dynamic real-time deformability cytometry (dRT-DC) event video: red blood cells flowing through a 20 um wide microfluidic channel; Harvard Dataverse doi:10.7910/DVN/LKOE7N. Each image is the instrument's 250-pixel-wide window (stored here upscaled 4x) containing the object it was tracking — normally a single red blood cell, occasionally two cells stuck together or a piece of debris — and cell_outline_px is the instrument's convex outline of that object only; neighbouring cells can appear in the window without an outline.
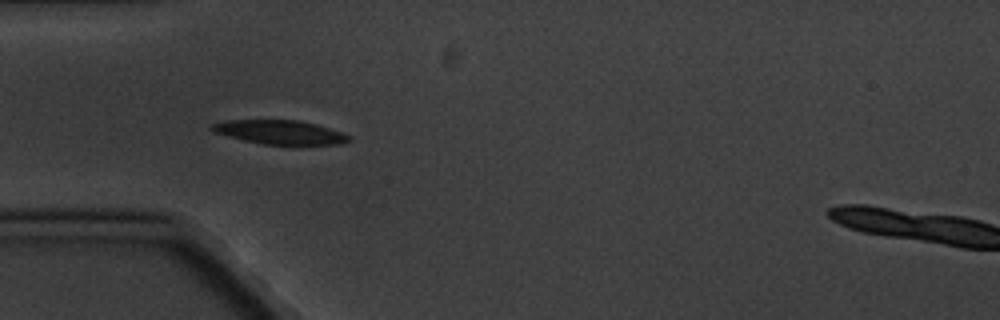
{"species": "common noctule bat (a hibernating species)", "species_latin": "Nyctalus noctula", "temperature_condition": "cold", "stored_images_in_passage": 5, "camera_frame_rate_fps": 3000, "um_per_image_px": 0.085, "animal": {"sex": "male", "body_mass_g": 20.1, "forearm_length_mm": 53.5}, "frame": {"image": 1, "passage_image": 4, "time_ms": 3.333, "image_size_px": [1000, 320], "cell_outline_px": [[352, 140], [340, 144], [300, 148], [260, 144], [212, 132], [208, 128], [212, 124], [224, 120], [296, 120], [316, 124], [340, 132], [348, 136]], "centroid_in_image_um": [23.82, 11.29], "position_along_channel_um": 61.2, "area_um2": 20.11}}